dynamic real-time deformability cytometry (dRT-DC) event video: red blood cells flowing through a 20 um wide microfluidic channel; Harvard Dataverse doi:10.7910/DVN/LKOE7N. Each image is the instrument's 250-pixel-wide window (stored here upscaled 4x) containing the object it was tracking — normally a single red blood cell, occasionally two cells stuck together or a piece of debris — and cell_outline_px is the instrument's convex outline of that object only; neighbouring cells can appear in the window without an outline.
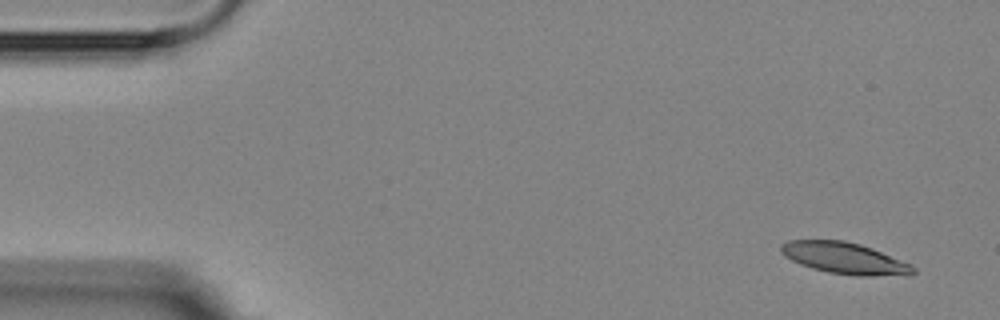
{"species": "Egyptian fruit bat (a non-hibernating species)", "species_latin": "Rousettus aegyptiacus", "temperature_condition": "room temperature", "stored_images_in_passage": 9, "camera_frame_rate_fps": 3000, "um_per_image_px": 0.085, "animal": {"sex": "female"}, "frame": {"image": 1, "passage_image": 1, "time_ms": 0.0, "image_size_px": [1000, 320], "cell_outline_px": [[916, 272], [912, 276], [856, 276], [828, 272], [812, 268], [800, 264], [784, 256], [780, 252], [780, 244], [788, 240], [844, 240], [860, 244], [872, 248], [912, 264], [916, 268]], "centroid_in_image_um": [71.84, 21.96], "position_along_channel_um": 13.2, "area_um2": 24.62}}
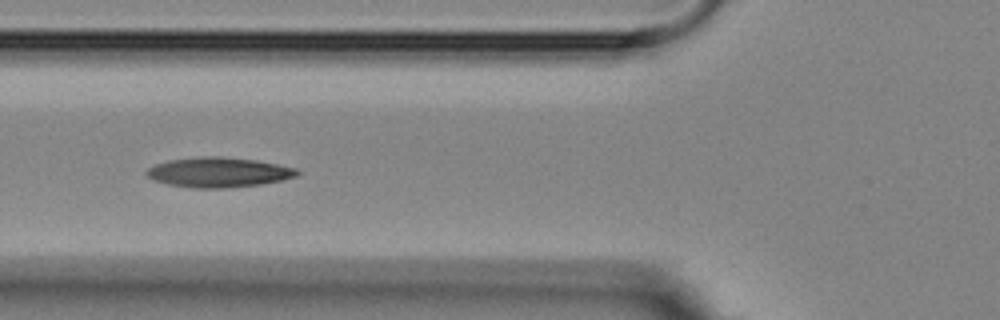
{"frame": {"image": 2, "passage_image": 6, "time_ms": 5.667, "image_size_px": [1000, 320], "cell_outline_px": [[300, 172], [296, 176], [284, 180], [260, 184], [224, 188], [192, 188], [168, 184], [152, 180], [144, 172], [148, 168], [156, 164], [168, 160], [204, 156], [216, 156], [256, 160], [296, 168]], "centroid_in_image_um": [18.56, 14.65], "position_along_channel_um": 107.2, "area_um2": 26.18}}
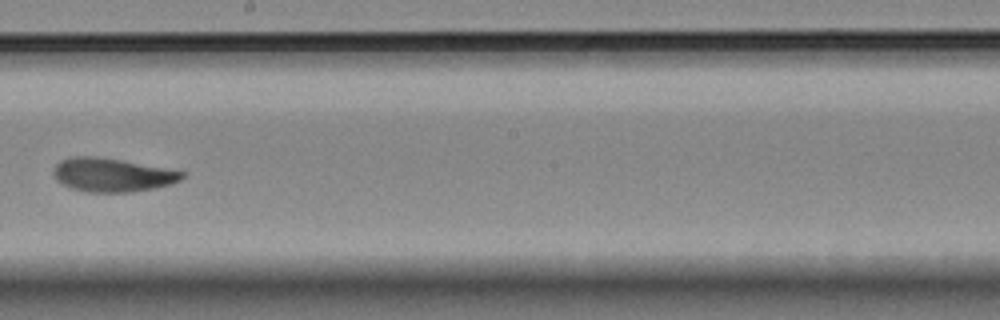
{"frame": {"image": 3, "passage_image": 9, "time_ms": 9.333, "image_size_px": [1000, 320], "cell_outline_px": [[184, 176], [180, 180], [172, 184], [156, 188], [132, 192], [88, 192], [72, 188], [56, 180], [52, 172], [56, 164], [60, 160], [72, 156], [92, 156], [120, 160], [164, 168], [184, 172]], "centroid_in_image_um": [9.51, 14.87], "position_along_channel_um": 238.7, "area_um2": 25.03}}